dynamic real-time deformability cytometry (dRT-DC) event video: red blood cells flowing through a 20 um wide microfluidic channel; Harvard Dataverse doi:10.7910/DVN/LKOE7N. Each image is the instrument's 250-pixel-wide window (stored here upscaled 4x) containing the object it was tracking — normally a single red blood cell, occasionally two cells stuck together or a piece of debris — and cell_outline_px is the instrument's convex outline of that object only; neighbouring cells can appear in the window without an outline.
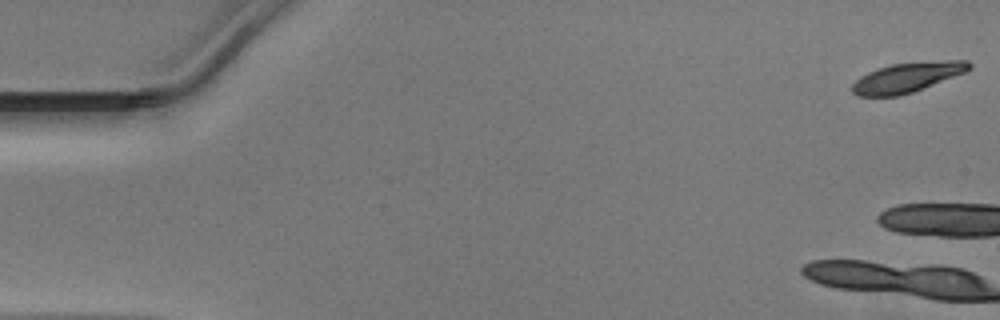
{"species": "Egyptian fruit bat (a non-hibernating species)", "species_latin": "Rousettus aegyptiacus", "temperature_condition": "warm", "stored_images_in_passage": 38, "camera_frame_rate_fps": 3000, "um_per_image_px": 0.085, "animal": {"sex": "male"}, "frame": {"image": 1, "passage_image": 1, "time_ms": 0.0, "image_size_px": [1000, 320], "cell_outline_px": [[972, 68], [964, 72], [912, 92], [900, 96], [856, 96], [852, 92], [852, 84], [860, 76], [868, 72], [892, 64], [948, 60], [968, 60], [972, 64]], "centroid_in_image_um": [77.09, 6.58], "position_along_channel_um": 7.9, "area_um2": 20.0}}
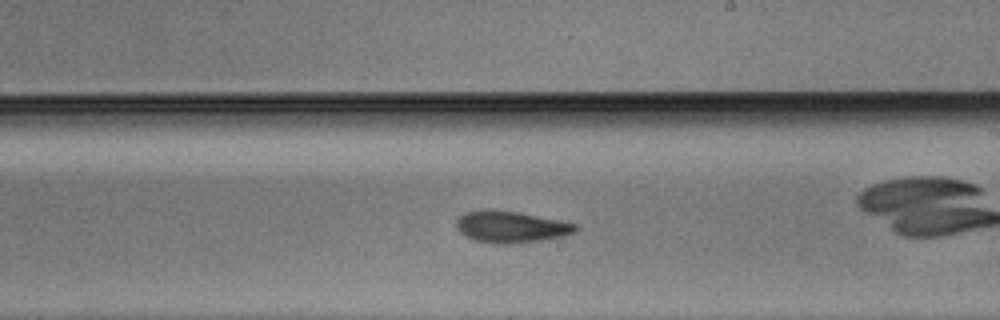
{"frame": {"image": 2, "passage_image": 27, "time_ms": 8.667, "image_size_px": [1000, 320], "cell_outline_px": [[580, 228], [576, 232], [564, 236], [540, 240], [508, 244], [496, 244], [476, 240], [464, 236], [456, 228], [456, 220], [464, 212], [488, 208], [516, 212], [560, 220], [576, 224]], "centroid_in_image_um": [43.41, 19.27], "position_along_channel_um": 245.6, "area_um2": 22.08}}
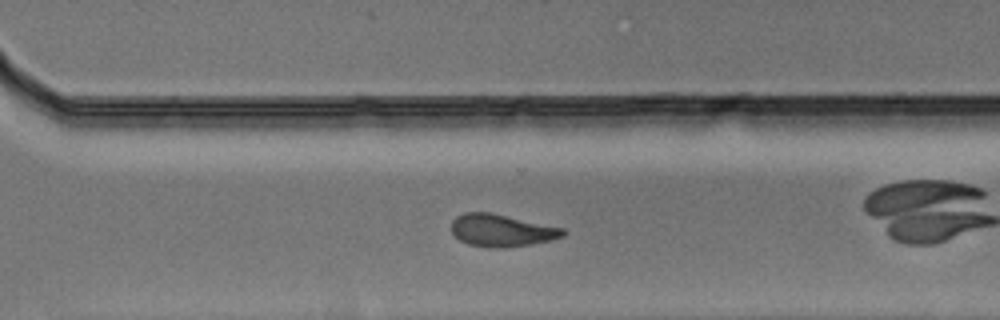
{"frame": {"image": 3, "passage_image": 33, "time_ms": 10.667, "image_size_px": [1000, 320], "cell_outline_px": [[564, 236], [548, 240], [528, 244], [504, 248], [488, 248], [468, 244], [460, 240], [452, 232], [452, 220], [456, 216], [464, 212], [488, 212], [564, 228]], "centroid_in_image_um": [42.58, 19.58], "position_along_channel_um": 328.0, "area_um2": 20.75}}